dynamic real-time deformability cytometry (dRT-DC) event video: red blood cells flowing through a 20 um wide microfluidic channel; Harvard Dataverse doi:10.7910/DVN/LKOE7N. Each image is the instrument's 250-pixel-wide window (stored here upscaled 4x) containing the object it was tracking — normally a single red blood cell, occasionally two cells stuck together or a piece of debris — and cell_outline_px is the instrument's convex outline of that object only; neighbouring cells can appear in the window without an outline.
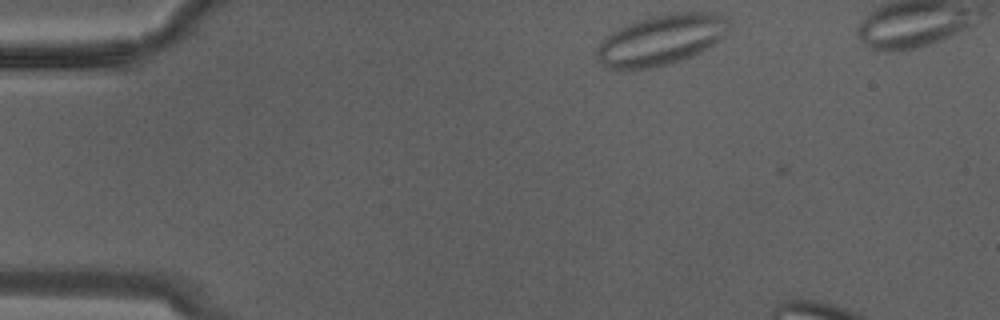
{"species": "Egyptian fruit bat (a non-hibernating species)", "species_latin": "Rousettus aegyptiacus", "temperature_condition": "warm", "stored_images_in_passage": 6, "camera_frame_rate_fps": 3000, "um_per_image_px": 0.085, "animal": {"sex": "male"}, "frame": {"image": 1, "passage_image": 1, "time_ms": 0.0, "image_size_px": [1000, 320], "cell_outline_px": [[732, 28], [720, 40], [700, 52], [692, 56], [668, 64], [648, 68], [620, 72], [608, 68], [596, 56], [596, 52], [600, 44], [612, 32], [628, 24], [648, 16], [676, 12], [712, 12], [724, 16], [732, 24]], "centroid_in_image_um": [56.24, 3.39], "position_along_channel_um": 28.8, "area_um2": 39.13}}